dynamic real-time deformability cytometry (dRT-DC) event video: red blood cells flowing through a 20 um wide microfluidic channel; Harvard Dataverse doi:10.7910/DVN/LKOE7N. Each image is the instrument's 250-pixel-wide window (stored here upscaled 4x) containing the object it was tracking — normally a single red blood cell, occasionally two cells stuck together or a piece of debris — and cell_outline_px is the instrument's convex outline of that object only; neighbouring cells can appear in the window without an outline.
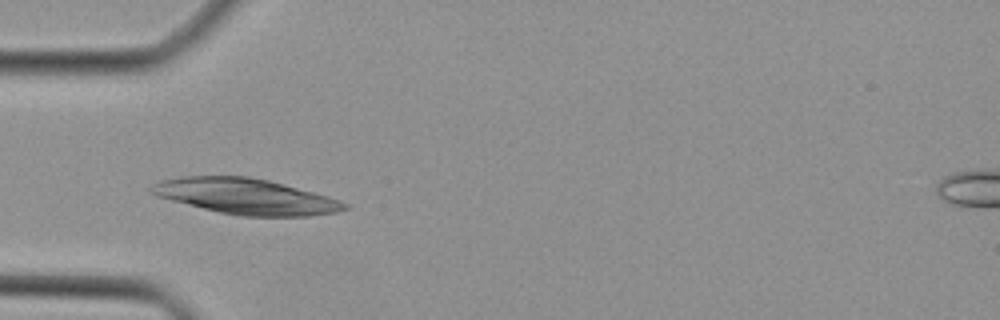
{"species": "Egyptian fruit bat (a non-hibernating species)", "species_latin": "Rousettus aegyptiacus", "temperature_condition": "cold", "stored_images_in_passage": 26, "camera_frame_rate_fps": 3000, "um_per_image_px": 0.085, "animal": {"sex": "female"}, "frame": {"image": 1, "passage_image": 1, "time_ms": 0.0, "image_size_px": [1000, 320], "cell_outline_px": [[348, 208], [336, 212], [308, 216], [240, 216], [220, 212], [156, 196], [148, 192], [148, 188], [152, 184], [160, 180], [184, 176], [248, 176], [268, 180], [328, 196], [340, 200], [348, 204]], "centroid_in_image_um": [20.87, 16.69], "position_along_channel_um": 64.1, "area_um2": 39.88}}
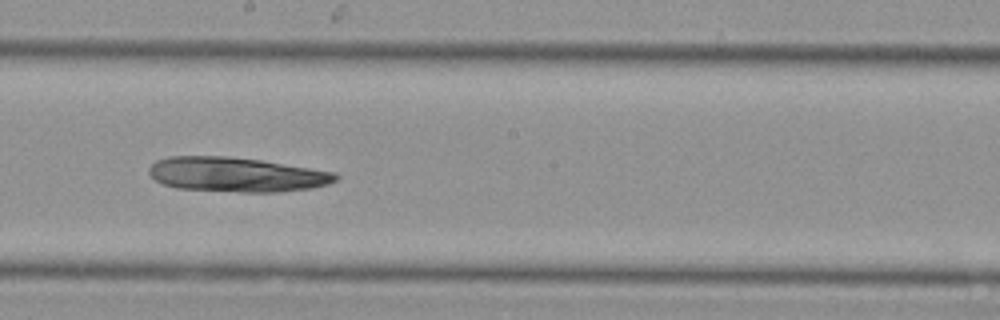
{"frame": {"image": 2, "passage_image": 12, "time_ms": 3.667, "image_size_px": [1000, 320], "cell_outline_px": [[340, 176], [336, 180], [328, 184], [312, 188], [276, 192], [244, 192], [176, 188], [164, 184], [156, 180], [148, 172], [148, 168], [156, 160], [168, 156], [228, 156], [260, 160], [336, 172]], "centroid_in_image_um": [20.09, 14.83], "position_along_channel_um": 228.1, "area_um2": 37.63}}
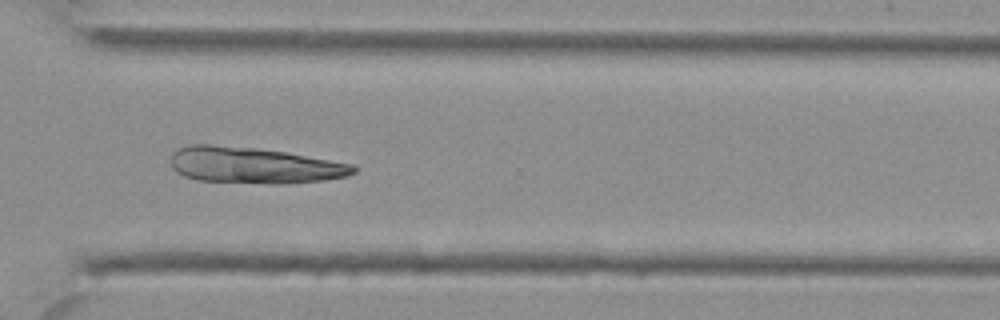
{"frame": {"image": 3, "passage_image": 20, "time_ms": 6.333, "image_size_px": [1000, 320], "cell_outline_px": [[356, 172], [348, 176], [324, 180], [284, 184], [276, 184], [196, 180], [184, 176], [176, 172], [172, 168], [172, 152], [176, 148], [188, 144], [212, 144], [256, 148], [284, 152], [352, 164], [356, 168]], "centroid_in_image_um": [21.54, 14.05], "position_along_channel_um": 349.1, "area_um2": 38.61}}